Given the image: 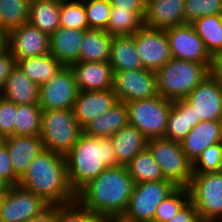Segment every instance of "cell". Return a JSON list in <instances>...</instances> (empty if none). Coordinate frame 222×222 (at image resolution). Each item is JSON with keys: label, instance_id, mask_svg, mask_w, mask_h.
Returning <instances> with one entry per match:
<instances>
[{"label": "cell", "instance_id": "1", "mask_svg": "<svg viewBox=\"0 0 222 222\" xmlns=\"http://www.w3.org/2000/svg\"><path fill=\"white\" fill-rule=\"evenodd\" d=\"M134 185L126 166L106 168L76 193V200L103 221L120 219L127 209Z\"/></svg>", "mask_w": 222, "mask_h": 222}, {"label": "cell", "instance_id": "2", "mask_svg": "<svg viewBox=\"0 0 222 222\" xmlns=\"http://www.w3.org/2000/svg\"><path fill=\"white\" fill-rule=\"evenodd\" d=\"M20 187L41 196L50 205L76 200L66 166L65 155L44 149L29 165L20 179Z\"/></svg>", "mask_w": 222, "mask_h": 222}, {"label": "cell", "instance_id": "3", "mask_svg": "<svg viewBox=\"0 0 222 222\" xmlns=\"http://www.w3.org/2000/svg\"><path fill=\"white\" fill-rule=\"evenodd\" d=\"M68 179L77 193L106 168L120 166L110 138L81 134L79 140L65 155Z\"/></svg>", "mask_w": 222, "mask_h": 222}, {"label": "cell", "instance_id": "4", "mask_svg": "<svg viewBox=\"0 0 222 222\" xmlns=\"http://www.w3.org/2000/svg\"><path fill=\"white\" fill-rule=\"evenodd\" d=\"M214 63L172 58L156 71L158 94L166 100L185 99L213 69Z\"/></svg>", "mask_w": 222, "mask_h": 222}, {"label": "cell", "instance_id": "5", "mask_svg": "<svg viewBox=\"0 0 222 222\" xmlns=\"http://www.w3.org/2000/svg\"><path fill=\"white\" fill-rule=\"evenodd\" d=\"M82 133L72 109L42 110L40 137L45 149L66 155Z\"/></svg>", "mask_w": 222, "mask_h": 222}, {"label": "cell", "instance_id": "6", "mask_svg": "<svg viewBox=\"0 0 222 222\" xmlns=\"http://www.w3.org/2000/svg\"><path fill=\"white\" fill-rule=\"evenodd\" d=\"M147 148L158 163L166 180L177 187H188L193 175V162L179 142L165 138L148 139Z\"/></svg>", "mask_w": 222, "mask_h": 222}, {"label": "cell", "instance_id": "7", "mask_svg": "<svg viewBox=\"0 0 222 222\" xmlns=\"http://www.w3.org/2000/svg\"><path fill=\"white\" fill-rule=\"evenodd\" d=\"M202 222H222V172L193 173L187 187Z\"/></svg>", "mask_w": 222, "mask_h": 222}, {"label": "cell", "instance_id": "8", "mask_svg": "<svg viewBox=\"0 0 222 222\" xmlns=\"http://www.w3.org/2000/svg\"><path fill=\"white\" fill-rule=\"evenodd\" d=\"M172 103L161 95L126 102L129 124L135 126L148 139L164 138Z\"/></svg>", "mask_w": 222, "mask_h": 222}, {"label": "cell", "instance_id": "9", "mask_svg": "<svg viewBox=\"0 0 222 222\" xmlns=\"http://www.w3.org/2000/svg\"><path fill=\"white\" fill-rule=\"evenodd\" d=\"M177 186L169 181L141 182L134 185L122 222H153L156 208Z\"/></svg>", "mask_w": 222, "mask_h": 222}, {"label": "cell", "instance_id": "10", "mask_svg": "<svg viewBox=\"0 0 222 222\" xmlns=\"http://www.w3.org/2000/svg\"><path fill=\"white\" fill-rule=\"evenodd\" d=\"M50 204L41 196L17 186H8L0 209V222H26Z\"/></svg>", "mask_w": 222, "mask_h": 222}, {"label": "cell", "instance_id": "11", "mask_svg": "<svg viewBox=\"0 0 222 222\" xmlns=\"http://www.w3.org/2000/svg\"><path fill=\"white\" fill-rule=\"evenodd\" d=\"M113 92L118 101L130 102L156 97V72L149 69L119 71L114 73Z\"/></svg>", "mask_w": 222, "mask_h": 222}, {"label": "cell", "instance_id": "12", "mask_svg": "<svg viewBox=\"0 0 222 222\" xmlns=\"http://www.w3.org/2000/svg\"><path fill=\"white\" fill-rule=\"evenodd\" d=\"M135 43L144 69L156 72L172 59L165 30L144 25L135 33Z\"/></svg>", "mask_w": 222, "mask_h": 222}, {"label": "cell", "instance_id": "13", "mask_svg": "<svg viewBox=\"0 0 222 222\" xmlns=\"http://www.w3.org/2000/svg\"><path fill=\"white\" fill-rule=\"evenodd\" d=\"M79 89L70 67H63L51 80L40 86L42 110L72 109Z\"/></svg>", "mask_w": 222, "mask_h": 222}, {"label": "cell", "instance_id": "14", "mask_svg": "<svg viewBox=\"0 0 222 222\" xmlns=\"http://www.w3.org/2000/svg\"><path fill=\"white\" fill-rule=\"evenodd\" d=\"M185 100L193 107L196 119L222 121V84L213 72Z\"/></svg>", "mask_w": 222, "mask_h": 222}, {"label": "cell", "instance_id": "15", "mask_svg": "<svg viewBox=\"0 0 222 222\" xmlns=\"http://www.w3.org/2000/svg\"><path fill=\"white\" fill-rule=\"evenodd\" d=\"M165 31L172 58L198 63H214V59L207 52L203 40L198 36L192 24L177 25Z\"/></svg>", "mask_w": 222, "mask_h": 222}, {"label": "cell", "instance_id": "16", "mask_svg": "<svg viewBox=\"0 0 222 222\" xmlns=\"http://www.w3.org/2000/svg\"><path fill=\"white\" fill-rule=\"evenodd\" d=\"M6 47L16 61L50 54L49 35L28 22L7 35Z\"/></svg>", "mask_w": 222, "mask_h": 222}, {"label": "cell", "instance_id": "17", "mask_svg": "<svg viewBox=\"0 0 222 222\" xmlns=\"http://www.w3.org/2000/svg\"><path fill=\"white\" fill-rule=\"evenodd\" d=\"M69 67L79 91L113 89L114 73L109 62H77Z\"/></svg>", "mask_w": 222, "mask_h": 222}, {"label": "cell", "instance_id": "18", "mask_svg": "<svg viewBox=\"0 0 222 222\" xmlns=\"http://www.w3.org/2000/svg\"><path fill=\"white\" fill-rule=\"evenodd\" d=\"M117 101L113 89L79 91L72 110L77 122L83 128L90 121L108 111Z\"/></svg>", "mask_w": 222, "mask_h": 222}, {"label": "cell", "instance_id": "19", "mask_svg": "<svg viewBox=\"0 0 222 222\" xmlns=\"http://www.w3.org/2000/svg\"><path fill=\"white\" fill-rule=\"evenodd\" d=\"M185 0H146L144 25L166 30L185 24Z\"/></svg>", "mask_w": 222, "mask_h": 222}, {"label": "cell", "instance_id": "20", "mask_svg": "<svg viewBox=\"0 0 222 222\" xmlns=\"http://www.w3.org/2000/svg\"><path fill=\"white\" fill-rule=\"evenodd\" d=\"M9 150L15 175L21 179L31 162L45 149L40 136H11L1 140Z\"/></svg>", "mask_w": 222, "mask_h": 222}, {"label": "cell", "instance_id": "21", "mask_svg": "<svg viewBox=\"0 0 222 222\" xmlns=\"http://www.w3.org/2000/svg\"><path fill=\"white\" fill-rule=\"evenodd\" d=\"M222 143V121H200L181 142L185 155L194 162L209 146Z\"/></svg>", "mask_w": 222, "mask_h": 222}, {"label": "cell", "instance_id": "22", "mask_svg": "<svg viewBox=\"0 0 222 222\" xmlns=\"http://www.w3.org/2000/svg\"><path fill=\"white\" fill-rule=\"evenodd\" d=\"M84 31L59 27L49 36L50 54L63 66L79 62Z\"/></svg>", "mask_w": 222, "mask_h": 222}, {"label": "cell", "instance_id": "23", "mask_svg": "<svg viewBox=\"0 0 222 222\" xmlns=\"http://www.w3.org/2000/svg\"><path fill=\"white\" fill-rule=\"evenodd\" d=\"M128 124L126 103L117 101L104 114L86 124L83 133L93 137L110 138Z\"/></svg>", "mask_w": 222, "mask_h": 222}, {"label": "cell", "instance_id": "24", "mask_svg": "<svg viewBox=\"0 0 222 222\" xmlns=\"http://www.w3.org/2000/svg\"><path fill=\"white\" fill-rule=\"evenodd\" d=\"M40 86L30 79L16 66L8 76L0 96L16 105L39 104Z\"/></svg>", "mask_w": 222, "mask_h": 222}, {"label": "cell", "instance_id": "25", "mask_svg": "<svg viewBox=\"0 0 222 222\" xmlns=\"http://www.w3.org/2000/svg\"><path fill=\"white\" fill-rule=\"evenodd\" d=\"M201 119H196L193 107L185 100L173 101L164 138L181 143Z\"/></svg>", "mask_w": 222, "mask_h": 222}, {"label": "cell", "instance_id": "26", "mask_svg": "<svg viewBox=\"0 0 222 222\" xmlns=\"http://www.w3.org/2000/svg\"><path fill=\"white\" fill-rule=\"evenodd\" d=\"M120 166H127L130 161L147 148L148 138L130 124L121 128L110 137Z\"/></svg>", "mask_w": 222, "mask_h": 222}, {"label": "cell", "instance_id": "27", "mask_svg": "<svg viewBox=\"0 0 222 222\" xmlns=\"http://www.w3.org/2000/svg\"><path fill=\"white\" fill-rule=\"evenodd\" d=\"M109 64L112 66L113 73L144 68L136 49L135 34L113 37Z\"/></svg>", "mask_w": 222, "mask_h": 222}, {"label": "cell", "instance_id": "28", "mask_svg": "<svg viewBox=\"0 0 222 222\" xmlns=\"http://www.w3.org/2000/svg\"><path fill=\"white\" fill-rule=\"evenodd\" d=\"M112 40L105 30H84L79 62H109Z\"/></svg>", "mask_w": 222, "mask_h": 222}, {"label": "cell", "instance_id": "29", "mask_svg": "<svg viewBox=\"0 0 222 222\" xmlns=\"http://www.w3.org/2000/svg\"><path fill=\"white\" fill-rule=\"evenodd\" d=\"M61 0H31L29 23L49 36L60 27Z\"/></svg>", "mask_w": 222, "mask_h": 222}, {"label": "cell", "instance_id": "30", "mask_svg": "<svg viewBox=\"0 0 222 222\" xmlns=\"http://www.w3.org/2000/svg\"><path fill=\"white\" fill-rule=\"evenodd\" d=\"M17 66L28 79L39 86L51 80L64 67L51 54L18 60Z\"/></svg>", "mask_w": 222, "mask_h": 222}, {"label": "cell", "instance_id": "31", "mask_svg": "<svg viewBox=\"0 0 222 222\" xmlns=\"http://www.w3.org/2000/svg\"><path fill=\"white\" fill-rule=\"evenodd\" d=\"M192 25L213 59L222 54V24L220 15H209L199 18Z\"/></svg>", "mask_w": 222, "mask_h": 222}, {"label": "cell", "instance_id": "32", "mask_svg": "<svg viewBox=\"0 0 222 222\" xmlns=\"http://www.w3.org/2000/svg\"><path fill=\"white\" fill-rule=\"evenodd\" d=\"M31 0H0V28L8 35L29 22Z\"/></svg>", "mask_w": 222, "mask_h": 222}, {"label": "cell", "instance_id": "33", "mask_svg": "<svg viewBox=\"0 0 222 222\" xmlns=\"http://www.w3.org/2000/svg\"><path fill=\"white\" fill-rule=\"evenodd\" d=\"M126 167L135 184L166 180L148 148L137 154Z\"/></svg>", "mask_w": 222, "mask_h": 222}, {"label": "cell", "instance_id": "34", "mask_svg": "<svg viewBox=\"0 0 222 222\" xmlns=\"http://www.w3.org/2000/svg\"><path fill=\"white\" fill-rule=\"evenodd\" d=\"M42 109L39 104L16 105L14 135L40 136Z\"/></svg>", "mask_w": 222, "mask_h": 222}, {"label": "cell", "instance_id": "35", "mask_svg": "<svg viewBox=\"0 0 222 222\" xmlns=\"http://www.w3.org/2000/svg\"><path fill=\"white\" fill-rule=\"evenodd\" d=\"M144 26V21L133 11L111 9L106 32L111 36H132Z\"/></svg>", "mask_w": 222, "mask_h": 222}, {"label": "cell", "instance_id": "36", "mask_svg": "<svg viewBox=\"0 0 222 222\" xmlns=\"http://www.w3.org/2000/svg\"><path fill=\"white\" fill-rule=\"evenodd\" d=\"M60 27L89 29L83 0H61Z\"/></svg>", "mask_w": 222, "mask_h": 222}, {"label": "cell", "instance_id": "37", "mask_svg": "<svg viewBox=\"0 0 222 222\" xmlns=\"http://www.w3.org/2000/svg\"><path fill=\"white\" fill-rule=\"evenodd\" d=\"M190 200L187 187H177L156 208L153 222H168Z\"/></svg>", "mask_w": 222, "mask_h": 222}, {"label": "cell", "instance_id": "38", "mask_svg": "<svg viewBox=\"0 0 222 222\" xmlns=\"http://www.w3.org/2000/svg\"><path fill=\"white\" fill-rule=\"evenodd\" d=\"M56 222H104L77 200L56 205Z\"/></svg>", "mask_w": 222, "mask_h": 222}, {"label": "cell", "instance_id": "39", "mask_svg": "<svg viewBox=\"0 0 222 222\" xmlns=\"http://www.w3.org/2000/svg\"><path fill=\"white\" fill-rule=\"evenodd\" d=\"M89 29H107L112 6L108 0H83Z\"/></svg>", "mask_w": 222, "mask_h": 222}, {"label": "cell", "instance_id": "40", "mask_svg": "<svg viewBox=\"0 0 222 222\" xmlns=\"http://www.w3.org/2000/svg\"><path fill=\"white\" fill-rule=\"evenodd\" d=\"M221 13L222 0H185V23L192 24L199 18Z\"/></svg>", "mask_w": 222, "mask_h": 222}, {"label": "cell", "instance_id": "41", "mask_svg": "<svg viewBox=\"0 0 222 222\" xmlns=\"http://www.w3.org/2000/svg\"><path fill=\"white\" fill-rule=\"evenodd\" d=\"M222 170V143L207 147L193 162V173L219 172Z\"/></svg>", "mask_w": 222, "mask_h": 222}, {"label": "cell", "instance_id": "42", "mask_svg": "<svg viewBox=\"0 0 222 222\" xmlns=\"http://www.w3.org/2000/svg\"><path fill=\"white\" fill-rule=\"evenodd\" d=\"M16 104L0 96V140L14 136Z\"/></svg>", "mask_w": 222, "mask_h": 222}, {"label": "cell", "instance_id": "43", "mask_svg": "<svg viewBox=\"0 0 222 222\" xmlns=\"http://www.w3.org/2000/svg\"><path fill=\"white\" fill-rule=\"evenodd\" d=\"M0 181L8 186H17L20 179L15 175V171L10 159L7 146L0 140Z\"/></svg>", "mask_w": 222, "mask_h": 222}, {"label": "cell", "instance_id": "44", "mask_svg": "<svg viewBox=\"0 0 222 222\" xmlns=\"http://www.w3.org/2000/svg\"><path fill=\"white\" fill-rule=\"evenodd\" d=\"M17 66L16 59L12 56L11 51L5 47L0 51V93L4 88L8 76Z\"/></svg>", "mask_w": 222, "mask_h": 222}, {"label": "cell", "instance_id": "45", "mask_svg": "<svg viewBox=\"0 0 222 222\" xmlns=\"http://www.w3.org/2000/svg\"><path fill=\"white\" fill-rule=\"evenodd\" d=\"M112 9L131 10L143 21L146 12V0H108Z\"/></svg>", "mask_w": 222, "mask_h": 222}, {"label": "cell", "instance_id": "46", "mask_svg": "<svg viewBox=\"0 0 222 222\" xmlns=\"http://www.w3.org/2000/svg\"><path fill=\"white\" fill-rule=\"evenodd\" d=\"M168 222H202L199 213L193 203L189 200L178 213Z\"/></svg>", "mask_w": 222, "mask_h": 222}, {"label": "cell", "instance_id": "47", "mask_svg": "<svg viewBox=\"0 0 222 222\" xmlns=\"http://www.w3.org/2000/svg\"><path fill=\"white\" fill-rule=\"evenodd\" d=\"M26 222H56V205H49L40 214Z\"/></svg>", "mask_w": 222, "mask_h": 222}, {"label": "cell", "instance_id": "48", "mask_svg": "<svg viewBox=\"0 0 222 222\" xmlns=\"http://www.w3.org/2000/svg\"><path fill=\"white\" fill-rule=\"evenodd\" d=\"M212 72L217 76L220 83L222 84V54L218 55L214 59V66Z\"/></svg>", "mask_w": 222, "mask_h": 222}, {"label": "cell", "instance_id": "49", "mask_svg": "<svg viewBox=\"0 0 222 222\" xmlns=\"http://www.w3.org/2000/svg\"><path fill=\"white\" fill-rule=\"evenodd\" d=\"M7 35L0 28V51L6 47Z\"/></svg>", "mask_w": 222, "mask_h": 222}, {"label": "cell", "instance_id": "50", "mask_svg": "<svg viewBox=\"0 0 222 222\" xmlns=\"http://www.w3.org/2000/svg\"><path fill=\"white\" fill-rule=\"evenodd\" d=\"M6 187L7 186L3 182L0 181V194H2L5 191Z\"/></svg>", "mask_w": 222, "mask_h": 222}, {"label": "cell", "instance_id": "51", "mask_svg": "<svg viewBox=\"0 0 222 222\" xmlns=\"http://www.w3.org/2000/svg\"><path fill=\"white\" fill-rule=\"evenodd\" d=\"M3 199H4V192L2 194H0V209H1Z\"/></svg>", "mask_w": 222, "mask_h": 222}, {"label": "cell", "instance_id": "52", "mask_svg": "<svg viewBox=\"0 0 222 222\" xmlns=\"http://www.w3.org/2000/svg\"><path fill=\"white\" fill-rule=\"evenodd\" d=\"M104 222H122L120 219H111Z\"/></svg>", "mask_w": 222, "mask_h": 222}, {"label": "cell", "instance_id": "53", "mask_svg": "<svg viewBox=\"0 0 222 222\" xmlns=\"http://www.w3.org/2000/svg\"><path fill=\"white\" fill-rule=\"evenodd\" d=\"M220 20H221V24H222V13L220 14Z\"/></svg>", "mask_w": 222, "mask_h": 222}]
</instances>
